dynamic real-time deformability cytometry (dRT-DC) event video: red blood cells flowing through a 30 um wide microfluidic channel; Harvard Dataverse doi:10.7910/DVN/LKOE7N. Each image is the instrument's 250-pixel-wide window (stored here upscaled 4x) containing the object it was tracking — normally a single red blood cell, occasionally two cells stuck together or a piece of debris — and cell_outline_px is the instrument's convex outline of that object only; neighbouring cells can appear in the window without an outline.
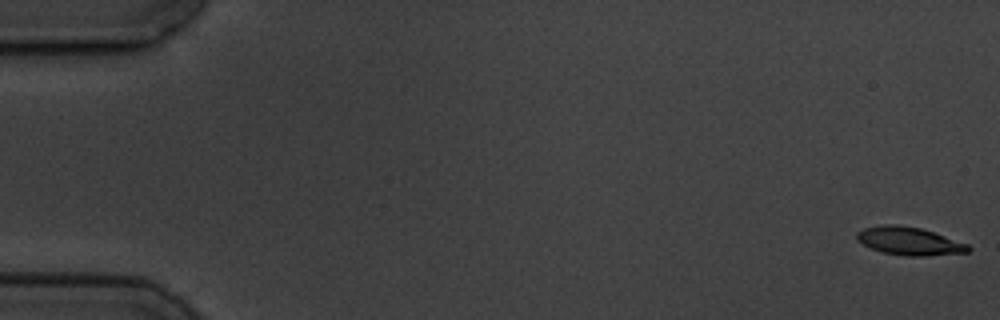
{"species": "common noctule bat (a hibernating species)", "species_latin": "Nyctalus noctula", "temperature_condition": "cold", "stored_images_in_passage": 6, "camera_frame_rate_fps": 3000, "um_per_image_px": 0.085, "animal": {"sex": "male", "body_mass_g": 19.5, "forearm_length_mm": 54.6}, "frame": {"image": 1, "passage_image": 1, "time_ms": 0.0, "image_size_px": [1000, 320], "cell_outline_px": [[972, 248], [968, 252], [924, 256], [904, 256], [884, 252], [872, 248], [856, 240], [856, 232], [864, 228], [884, 224], [900, 224], [920, 228], [968, 244]], "centroid_in_image_um": [77.27, 20.48], "position_along_channel_um": 7.7, "area_um2": 18.09}}
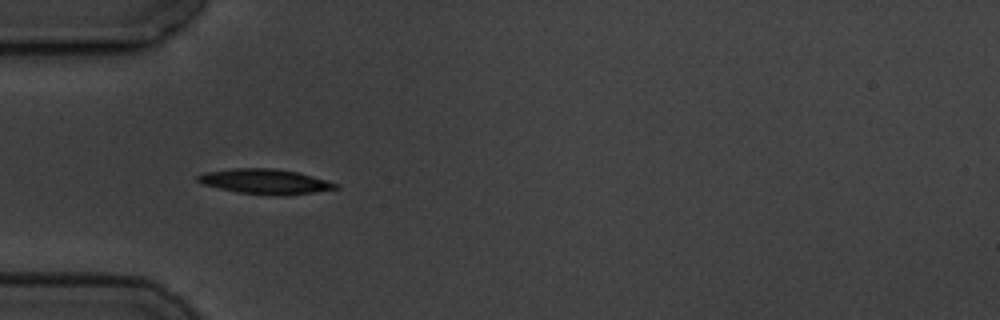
{"frame": {"image": 2, "passage_image": 5, "time_ms": 5.667, "image_size_px": [1000, 320], "cell_outline_px": [[340, 188], [284, 196], [276, 196], [236, 192], [204, 184], [196, 180], [196, 176], [204, 172], [232, 168], [272, 168], [296, 172], [312, 176], [340, 184]], "centroid_in_image_um": [22.53, 15.43], "position_along_channel_um": 62.5, "area_um2": 20.06}}
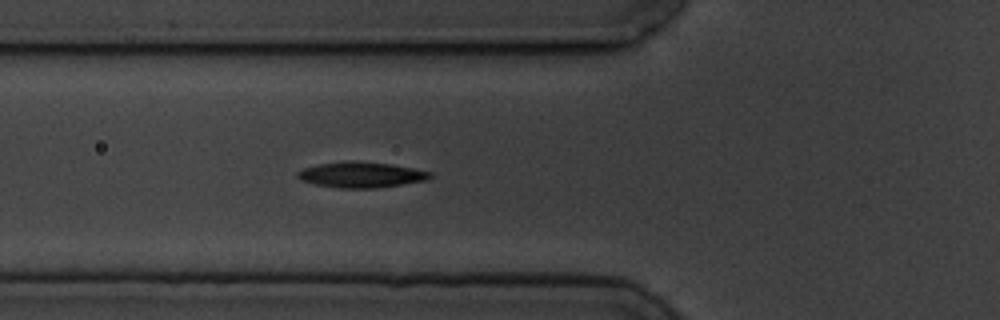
{"frame": {"image": 3, "passage_image": 6, "time_ms": 6.667, "image_size_px": [1000, 320], "cell_outline_px": [[432, 176], [428, 180], [376, 188], [340, 188], [316, 184], [300, 180], [296, 176], [296, 172], [304, 168], [316, 164], [344, 160], [356, 160], [392, 164], [432, 172]], "centroid_in_image_um": [30.67, 14.84], "position_along_channel_um": 95.1, "area_um2": 20.06}}